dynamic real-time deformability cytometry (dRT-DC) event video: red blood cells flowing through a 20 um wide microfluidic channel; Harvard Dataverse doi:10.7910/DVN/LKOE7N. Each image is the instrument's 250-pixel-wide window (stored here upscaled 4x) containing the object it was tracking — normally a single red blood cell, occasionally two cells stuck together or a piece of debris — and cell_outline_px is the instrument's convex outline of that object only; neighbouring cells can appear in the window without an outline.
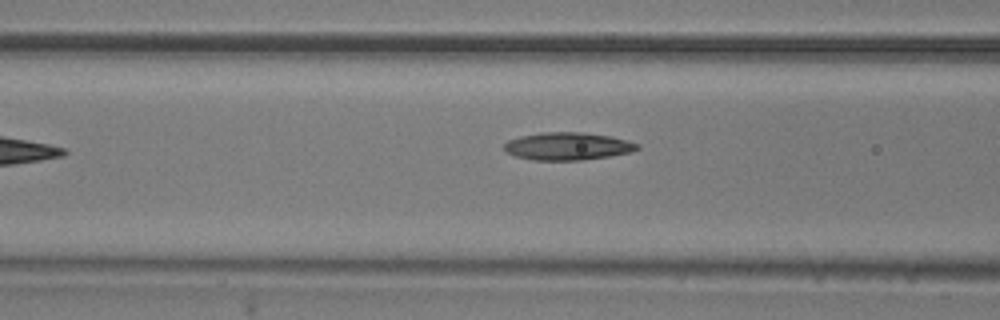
{"species": "common noctule bat (a hibernating species)", "species_latin": "Nyctalus noctula", "temperature_condition": "room temperature", "stored_images_in_passage": 8, "camera_frame_rate_fps": 3000, "um_per_image_px": 0.085, "animal": {"sex": "male", "body_mass_g": 20.5, "forearm_length_mm": 52.5}, "frame": {"image": 1, "passage_image": 7, "time_ms": 2.0, "image_size_px": [1000, 320], "cell_outline_px": [[640, 148], [632, 152], [584, 160], [532, 160], [516, 156], [504, 152], [504, 144], [508, 140], [520, 136], [540, 132], [580, 132], [612, 136], [628, 140], [640, 144]], "centroid_in_image_um": [48.26, 12.42], "position_along_channel_um": 118.3, "area_um2": 21.68}}
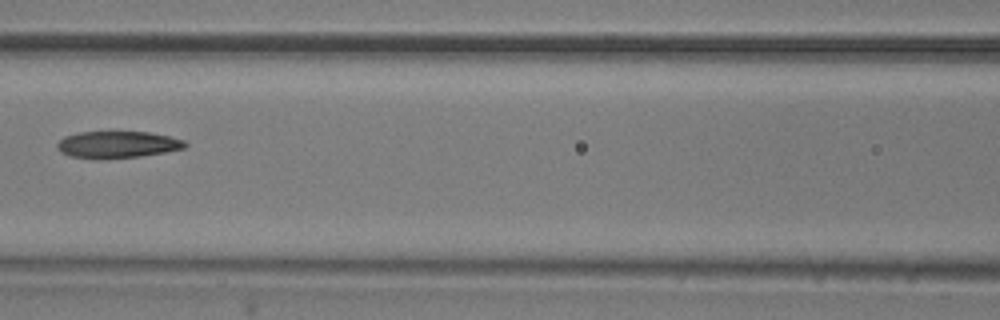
{"frame": {"image": 2, "passage_image": 8, "time_ms": 2.333, "image_size_px": [1000, 320], "cell_outline_px": [[188, 144], [184, 148], [164, 152], [140, 156], [92, 160], [68, 156], [60, 152], [56, 148], [56, 144], [64, 136], [76, 132], [148, 132], [168, 136], [184, 140]], "centroid_in_image_um": [9.9, 12.3], "position_along_channel_um": 156.7, "area_um2": 20.23}}